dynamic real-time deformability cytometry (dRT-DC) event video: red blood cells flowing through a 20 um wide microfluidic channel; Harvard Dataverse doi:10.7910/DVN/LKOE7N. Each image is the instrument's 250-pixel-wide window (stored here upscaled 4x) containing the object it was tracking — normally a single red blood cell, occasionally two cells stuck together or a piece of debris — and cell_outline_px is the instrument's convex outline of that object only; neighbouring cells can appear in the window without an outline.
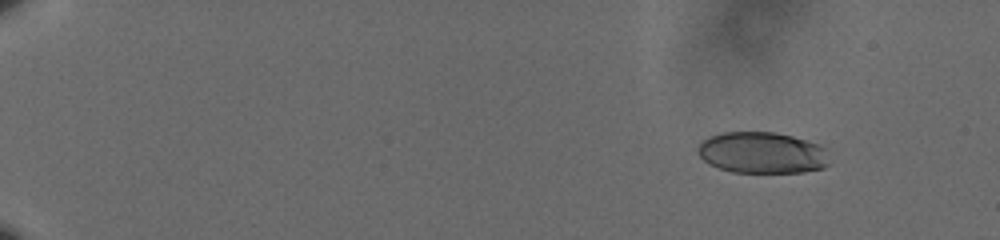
{"species": "human", "species_latin": "Homo sapiens", "temperature_condition": "cold", "stored_images_in_passage": 54, "camera_frame_rate_fps": 3000, "um_per_image_px": 0.085, "donor": {"sex": "male"}, "frame": {"image": 1, "passage_image": 1, "time_ms": 0.0, "image_size_px": [1000, 240], "cell_outline_px": [[828, 164], [824, 168], [804, 172], [732, 172], [708, 164], [696, 152], [700, 144], [704, 140], [712, 136], [724, 132], [776, 132], [792, 136], [816, 144], [824, 148]], "centroid_in_image_um": [64.75, 12.99], "position_along_channel_um": 20.2, "area_um2": 31.39}}
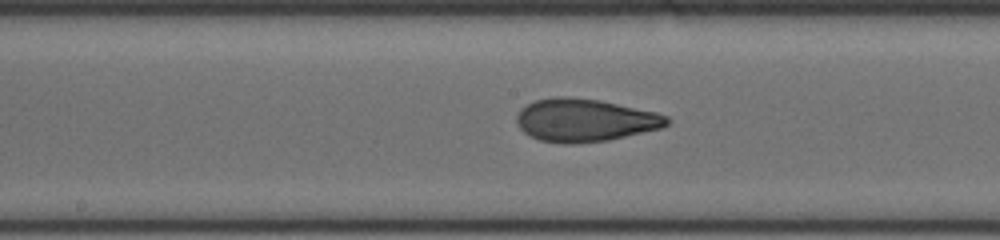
{"frame": {"image": 2, "passage_image": 29, "time_ms": 9.333, "image_size_px": [1000, 240], "cell_outline_px": [[672, 120], [668, 124], [660, 128], [608, 140], [576, 144], [564, 144], [540, 140], [524, 132], [516, 124], [516, 116], [520, 108], [536, 100], [556, 96], [568, 96], [600, 100], [656, 112], [668, 116]], "centroid_in_image_um": [49.7, 10.21], "position_along_channel_um": 198.5, "area_um2": 37.63}}
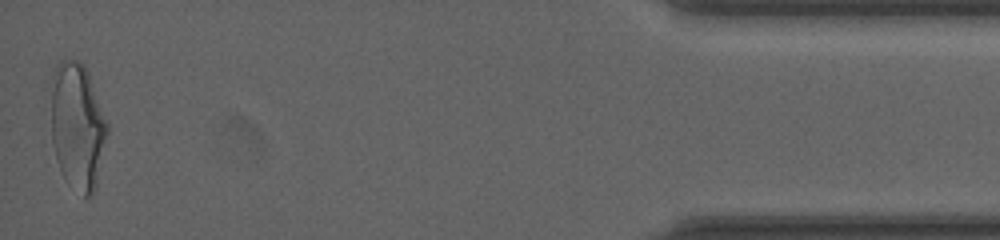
{"frame": {"image": 3, "passage_image": 54, "time_ms": 17.667, "image_size_px": [1000, 240], "cell_outline_px": [[108, 132], [96, 188], [88, 196], [84, 196], [64, 180], [60, 172], [52, 140], [44, 88], [56, 64], [64, 56], [76, 60], [84, 64], [88, 72], [108, 124]], "centroid_in_image_um": [6.47, 10.59], "position_along_channel_um": 428.7, "area_um2": 43.7}, "authors_computed_cell_mechanics": {"area_um2": 36.0961, "velocity_mm_per_s": 3.5947, "shape_relaxation_time_tau1_ms": 6.884, "shape_relaxation_time_tau2_ms": 1.1922, "deformation_change_tau1": 0.202, "deformation_change_tau2": 0.0858}}